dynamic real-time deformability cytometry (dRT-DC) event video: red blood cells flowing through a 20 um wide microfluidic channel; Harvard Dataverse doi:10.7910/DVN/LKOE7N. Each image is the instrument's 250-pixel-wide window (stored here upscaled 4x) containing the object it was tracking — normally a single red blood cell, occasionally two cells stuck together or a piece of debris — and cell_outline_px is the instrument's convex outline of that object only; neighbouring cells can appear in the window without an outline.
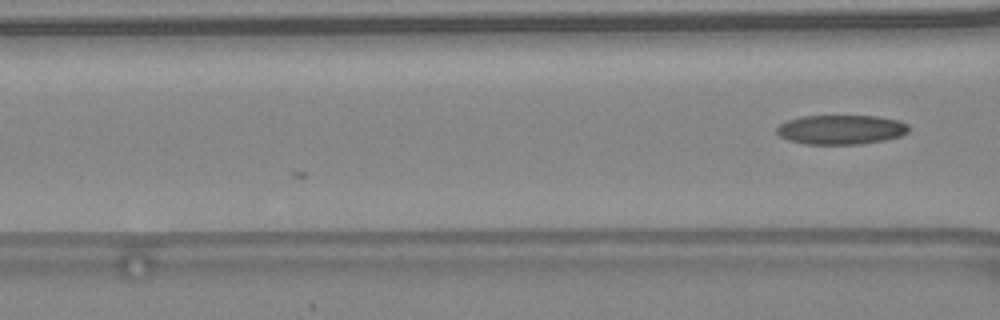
{"species": "common noctule bat (a hibernating species)", "species_latin": "Nyctalus noctula", "temperature_condition": "warm", "stored_images_in_passage": 5, "camera_frame_rate_fps": 3000, "um_per_image_px": 0.085, "animal": {"sex": "female", "body_mass_g": 24.6, "forearm_length_mm": 56.2}, "frame": {"image": 1, "passage_image": 5, "time_ms": 1.333, "image_size_px": [1000, 320], "cell_outline_px": [[908, 132], [900, 136], [884, 140], [860, 144], [804, 144], [788, 140], [780, 136], [776, 132], [776, 128], [780, 124], [788, 120], [800, 116], [876, 116], [900, 120], [908, 124]], "centroid_in_image_um": [71.48, 11.01], "position_along_channel_um": 95.1, "area_um2": 22.72}}